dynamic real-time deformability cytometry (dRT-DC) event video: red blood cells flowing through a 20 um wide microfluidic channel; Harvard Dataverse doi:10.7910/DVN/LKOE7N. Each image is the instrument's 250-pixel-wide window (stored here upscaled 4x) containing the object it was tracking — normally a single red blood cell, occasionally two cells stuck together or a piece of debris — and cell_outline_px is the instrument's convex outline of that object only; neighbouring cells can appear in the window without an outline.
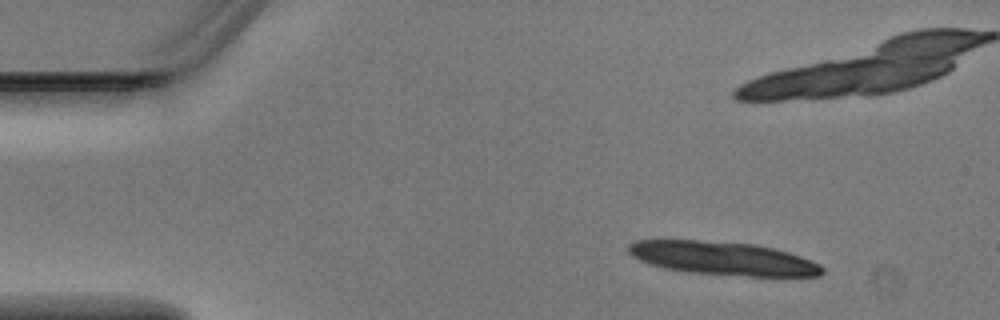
{"species": "Egyptian fruit bat (a non-hibernating species)", "species_latin": "Rousettus aegyptiacus", "temperature_condition": "warm", "stored_images_in_passage": 6, "camera_frame_rate_fps": 3000, "um_per_image_px": 0.085, "animal": {"sex": "male"}, "frame": {"image": 1, "passage_image": 2, "time_ms": 0.333, "image_size_px": [1000, 320], "cell_outline_px": [[824, 272], [820, 276], [748, 276], [684, 272], [664, 268], [640, 260], [632, 256], [628, 252], [628, 244], [636, 240], [700, 240], [756, 244], [776, 248], [800, 256], [820, 264], [824, 268]], "centroid_in_image_um": [61.46, 21.96], "position_along_channel_um": 23.5, "area_um2": 37.86}}